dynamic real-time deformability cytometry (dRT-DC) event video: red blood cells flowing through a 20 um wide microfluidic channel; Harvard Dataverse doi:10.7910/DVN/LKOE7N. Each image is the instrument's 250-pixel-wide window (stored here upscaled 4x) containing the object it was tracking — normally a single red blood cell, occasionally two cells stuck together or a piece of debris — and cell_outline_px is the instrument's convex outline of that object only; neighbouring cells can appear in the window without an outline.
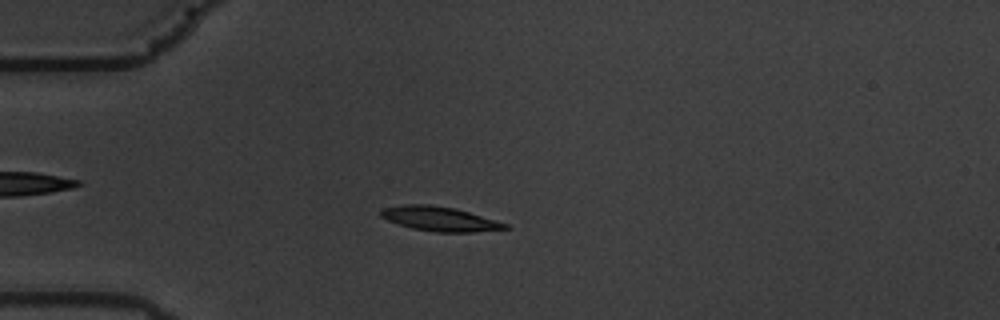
{"species": "common noctule bat (a hibernating species)", "species_latin": "Nyctalus noctula", "temperature_condition": "warm", "stored_images_in_passage": 58, "camera_frame_rate_fps": 3000, "um_per_image_px": 0.085, "animal": {"sex": "male", "body_mass_g": 19.5, "forearm_length_mm": 54.6}, "frame": {"image": 1, "passage_image": 16, "time_ms": 5.0, "image_size_px": [1000, 320], "cell_outline_px": [[512, 228], [472, 232], [436, 232], [412, 228], [388, 220], [380, 216], [380, 212], [384, 208], [404, 204], [428, 204], [456, 208], [496, 220], [508, 224]], "centroid_in_image_um": [37.41, 18.6], "position_along_channel_um": 47.6, "area_um2": 17.63}}
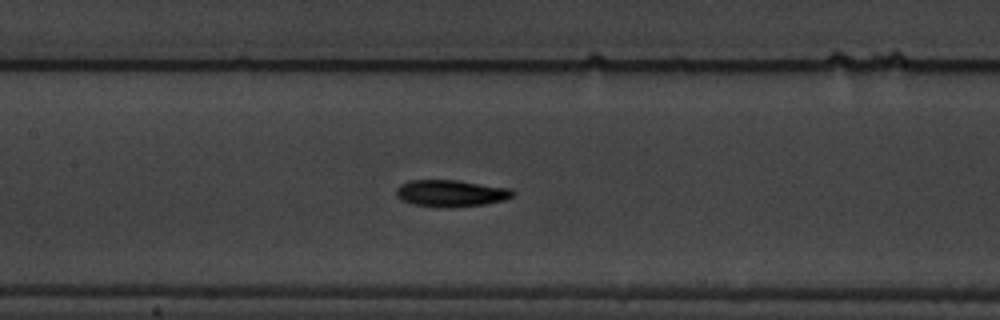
{"frame": {"image": 2, "passage_image": 28, "time_ms": 9.0, "image_size_px": [1000, 320], "cell_outline_px": [[516, 196], [504, 200], [484, 204], [448, 208], [440, 208], [412, 204], [400, 200], [396, 196], [396, 188], [400, 184], [412, 180], [456, 180], [512, 188], [516, 192]], "centroid_in_image_um": [38.35, 16.43], "position_along_channel_um": 169.1, "area_um2": 18.55}}
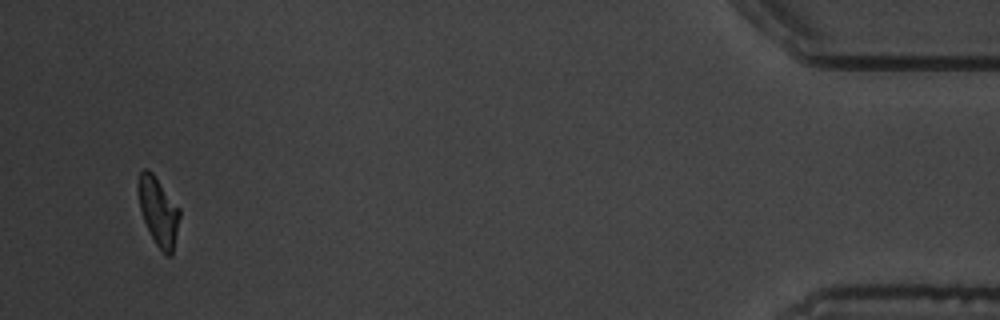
{"frame": {"image": 3, "passage_image": 56, "time_ms": 18.333, "image_size_px": [1000, 320], "cell_outline_px": [[180, 216], [172, 256], [164, 256], [156, 244], [144, 220], [140, 208], [136, 184], [140, 172], [144, 168], [148, 168], [152, 172], [180, 208]], "centroid_in_image_um": [13.46, 17.95], "position_along_channel_um": 421.7, "area_um2": 16.59}, "authors_computed_cell_mechanics": {"area_um2": 17.2244, "velocity_mm_per_s": 3.494, "shape_relaxation_time_tau1_ms": 4.0294, "shape_relaxation_time_tau2_ms": 4.0141, "deformation_change_tau1": 0.147, "deformation_change_tau2": 0.0977}}